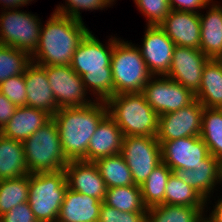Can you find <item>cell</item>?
Masks as SVG:
<instances>
[{
  "label": "cell",
  "instance_id": "cell-1",
  "mask_svg": "<svg viewBox=\"0 0 222 222\" xmlns=\"http://www.w3.org/2000/svg\"><path fill=\"white\" fill-rule=\"evenodd\" d=\"M118 39L111 35L104 45L89 31L73 54L70 66L81 77L87 92L96 101H107L114 95L111 56Z\"/></svg>",
  "mask_w": 222,
  "mask_h": 222
},
{
  "label": "cell",
  "instance_id": "cell-2",
  "mask_svg": "<svg viewBox=\"0 0 222 222\" xmlns=\"http://www.w3.org/2000/svg\"><path fill=\"white\" fill-rule=\"evenodd\" d=\"M45 25L31 61L40 66L71 65L79 43L90 31L83 21L52 12Z\"/></svg>",
  "mask_w": 222,
  "mask_h": 222
},
{
  "label": "cell",
  "instance_id": "cell-3",
  "mask_svg": "<svg viewBox=\"0 0 222 222\" xmlns=\"http://www.w3.org/2000/svg\"><path fill=\"white\" fill-rule=\"evenodd\" d=\"M107 115L106 101H94L85 106L60 108L52 116L59 130L63 153L69 161H87L90 138Z\"/></svg>",
  "mask_w": 222,
  "mask_h": 222
},
{
  "label": "cell",
  "instance_id": "cell-4",
  "mask_svg": "<svg viewBox=\"0 0 222 222\" xmlns=\"http://www.w3.org/2000/svg\"><path fill=\"white\" fill-rule=\"evenodd\" d=\"M106 104L108 115L117 123L123 136L156 137L159 115L142 92L116 94Z\"/></svg>",
  "mask_w": 222,
  "mask_h": 222
},
{
  "label": "cell",
  "instance_id": "cell-5",
  "mask_svg": "<svg viewBox=\"0 0 222 222\" xmlns=\"http://www.w3.org/2000/svg\"><path fill=\"white\" fill-rule=\"evenodd\" d=\"M111 71L114 95L140 93L153 76L137 45L121 38L113 46Z\"/></svg>",
  "mask_w": 222,
  "mask_h": 222
},
{
  "label": "cell",
  "instance_id": "cell-6",
  "mask_svg": "<svg viewBox=\"0 0 222 222\" xmlns=\"http://www.w3.org/2000/svg\"><path fill=\"white\" fill-rule=\"evenodd\" d=\"M24 153L29 174L56 172L65 169V157L56 122L51 118L24 142Z\"/></svg>",
  "mask_w": 222,
  "mask_h": 222
},
{
  "label": "cell",
  "instance_id": "cell-7",
  "mask_svg": "<svg viewBox=\"0 0 222 222\" xmlns=\"http://www.w3.org/2000/svg\"><path fill=\"white\" fill-rule=\"evenodd\" d=\"M67 188L65 170L30 174L28 203L38 222H57Z\"/></svg>",
  "mask_w": 222,
  "mask_h": 222
},
{
  "label": "cell",
  "instance_id": "cell-8",
  "mask_svg": "<svg viewBox=\"0 0 222 222\" xmlns=\"http://www.w3.org/2000/svg\"><path fill=\"white\" fill-rule=\"evenodd\" d=\"M41 26V19L31 12L2 10L0 44L22 50L31 56L37 48Z\"/></svg>",
  "mask_w": 222,
  "mask_h": 222
},
{
  "label": "cell",
  "instance_id": "cell-9",
  "mask_svg": "<svg viewBox=\"0 0 222 222\" xmlns=\"http://www.w3.org/2000/svg\"><path fill=\"white\" fill-rule=\"evenodd\" d=\"M120 154L131 171L134 184L139 186L162 163L161 146L156 137L123 136Z\"/></svg>",
  "mask_w": 222,
  "mask_h": 222
},
{
  "label": "cell",
  "instance_id": "cell-10",
  "mask_svg": "<svg viewBox=\"0 0 222 222\" xmlns=\"http://www.w3.org/2000/svg\"><path fill=\"white\" fill-rule=\"evenodd\" d=\"M142 93L159 116L175 112L195 100V94L165 75L152 76Z\"/></svg>",
  "mask_w": 222,
  "mask_h": 222
},
{
  "label": "cell",
  "instance_id": "cell-11",
  "mask_svg": "<svg viewBox=\"0 0 222 222\" xmlns=\"http://www.w3.org/2000/svg\"><path fill=\"white\" fill-rule=\"evenodd\" d=\"M52 89L58 108L85 106L96 100L90 99L81 77L67 66H42ZM89 98V99H88Z\"/></svg>",
  "mask_w": 222,
  "mask_h": 222
},
{
  "label": "cell",
  "instance_id": "cell-12",
  "mask_svg": "<svg viewBox=\"0 0 222 222\" xmlns=\"http://www.w3.org/2000/svg\"><path fill=\"white\" fill-rule=\"evenodd\" d=\"M204 106L195 99L188 106L159 116L156 139L165 142L189 136H200Z\"/></svg>",
  "mask_w": 222,
  "mask_h": 222
},
{
  "label": "cell",
  "instance_id": "cell-13",
  "mask_svg": "<svg viewBox=\"0 0 222 222\" xmlns=\"http://www.w3.org/2000/svg\"><path fill=\"white\" fill-rule=\"evenodd\" d=\"M159 143L162 162L172 172L180 169H196L210 154L207 145L200 136H189Z\"/></svg>",
  "mask_w": 222,
  "mask_h": 222
},
{
  "label": "cell",
  "instance_id": "cell-14",
  "mask_svg": "<svg viewBox=\"0 0 222 222\" xmlns=\"http://www.w3.org/2000/svg\"><path fill=\"white\" fill-rule=\"evenodd\" d=\"M208 60L200 49L175 46L171 66L165 76L196 94L200 89L202 71Z\"/></svg>",
  "mask_w": 222,
  "mask_h": 222
},
{
  "label": "cell",
  "instance_id": "cell-15",
  "mask_svg": "<svg viewBox=\"0 0 222 222\" xmlns=\"http://www.w3.org/2000/svg\"><path fill=\"white\" fill-rule=\"evenodd\" d=\"M142 45H137L149 72L164 76L169 72L175 43L159 26H146Z\"/></svg>",
  "mask_w": 222,
  "mask_h": 222
},
{
  "label": "cell",
  "instance_id": "cell-16",
  "mask_svg": "<svg viewBox=\"0 0 222 222\" xmlns=\"http://www.w3.org/2000/svg\"><path fill=\"white\" fill-rule=\"evenodd\" d=\"M159 27L176 46L200 49L201 23L199 13L171 10Z\"/></svg>",
  "mask_w": 222,
  "mask_h": 222
},
{
  "label": "cell",
  "instance_id": "cell-17",
  "mask_svg": "<svg viewBox=\"0 0 222 222\" xmlns=\"http://www.w3.org/2000/svg\"><path fill=\"white\" fill-rule=\"evenodd\" d=\"M64 170L68 188L103 202L107 186L94 162L71 160Z\"/></svg>",
  "mask_w": 222,
  "mask_h": 222
},
{
  "label": "cell",
  "instance_id": "cell-18",
  "mask_svg": "<svg viewBox=\"0 0 222 222\" xmlns=\"http://www.w3.org/2000/svg\"><path fill=\"white\" fill-rule=\"evenodd\" d=\"M174 173L206 199L207 212L215 188L222 184L221 160L209 154L196 169H180Z\"/></svg>",
  "mask_w": 222,
  "mask_h": 222
},
{
  "label": "cell",
  "instance_id": "cell-19",
  "mask_svg": "<svg viewBox=\"0 0 222 222\" xmlns=\"http://www.w3.org/2000/svg\"><path fill=\"white\" fill-rule=\"evenodd\" d=\"M27 106L43 110L51 117L59 110L45 69L31 62L24 73Z\"/></svg>",
  "mask_w": 222,
  "mask_h": 222
},
{
  "label": "cell",
  "instance_id": "cell-20",
  "mask_svg": "<svg viewBox=\"0 0 222 222\" xmlns=\"http://www.w3.org/2000/svg\"><path fill=\"white\" fill-rule=\"evenodd\" d=\"M123 134L117 123L107 115L98 125L87 147V162L121 153Z\"/></svg>",
  "mask_w": 222,
  "mask_h": 222
},
{
  "label": "cell",
  "instance_id": "cell-21",
  "mask_svg": "<svg viewBox=\"0 0 222 222\" xmlns=\"http://www.w3.org/2000/svg\"><path fill=\"white\" fill-rule=\"evenodd\" d=\"M217 3L210 1L207 8H204L209 10L205 14L199 13L200 50L209 59H218L222 55V6Z\"/></svg>",
  "mask_w": 222,
  "mask_h": 222
},
{
  "label": "cell",
  "instance_id": "cell-22",
  "mask_svg": "<svg viewBox=\"0 0 222 222\" xmlns=\"http://www.w3.org/2000/svg\"><path fill=\"white\" fill-rule=\"evenodd\" d=\"M102 203L67 188L57 222H98Z\"/></svg>",
  "mask_w": 222,
  "mask_h": 222
},
{
  "label": "cell",
  "instance_id": "cell-23",
  "mask_svg": "<svg viewBox=\"0 0 222 222\" xmlns=\"http://www.w3.org/2000/svg\"><path fill=\"white\" fill-rule=\"evenodd\" d=\"M52 117L45 111L30 106L17 107L14 115L0 133L16 141L24 142Z\"/></svg>",
  "mask_w": 222,
  "mask_h": 222
},
{
  "label": "cell",
  "instance_id": "cell-24",
  "mask_svg": "<svg viewBox=\"0 0 222 222\" xmlns=\"http://www.w3.org/2000/svg\"><path fill=\"white\" fill-rule=\"evenodd\" d=\"M195 99L204 108H222V65L217 59H209L205 64Z\"/></svg>",
  "mask_w": 222,
  "mask_h": 222
},
{
  "label": "cell",
  "instance_id": "cell-25",
  "mask_svg": "<svg viewBox=\"0 0 222 222\" xmlns=\"http://www.w3.org/2000/svg\"><path fill=\"white\" fill-rule=\"evenodd\" d=\"M28 174L23 142L5 137L0 133V180Z\"/></svg>",
  "mask_w": 222,
  "mask_h": 222
},
{
  "label": "cell",
  "instance_id": "cell-26",
  "mask_svg": "<svg viewBox=\"0 0 222 222\" xmlns=\"http://www.w3.org/2000/svg\"><path fill=\"white\" fill-rule=\"evenodd\" d=\"M205 207L162 204L147 209L146 222H203Z\"/></svg>",
  "mask_w": 222,
  "mask_h": 222
},
{
  "label": "cell",
  "instance_id": "cell-27",
  "mask_svg": "<svg viewBox=\"0 0 222 222\" xmlns=\"http://www.w3.org/2000/svg\"><path fill=\"white\" fill-rule=\"evenodd\" d=\"M94 163L107 188L135 185L131 171L121 154L102 157Z\"/></svg>",
  "mask_w": 222,
  "mask_h": 222
},
{
  "label": "cell",
  "instance_id": "cell-28",
  "mask_svg": "<svg viewBox=\"0 0 222 222\" xmlns=\"http://www.w3.org/2000/svg\"><path fill=\"white\" fill-rule=\"evenodd\" d=\"M200 137L209 153L222 161V108H204Z\"/></svg>",
  "mask_w": 222,
  "mask_h": 222
},
{
  "label": "cell",
  "instance_id": "cell-29",
  "mask_svg": "<svg viewBox=\"0 0 222 222\" xmlns=\"http://www.w3.org/2000/svg\"><path fill=\"white\" fill-rule=\"evenodd\" d=\"M172 173V170L162 162L140 186L142 200L147 209L165 204V189Z\"/></svg>",
  "mask_w": 222,
  "mask_h": 222
},
{
  "label": "cell",
  "instance_id": "cell-30",
  "mask_svg": "<svg viewBox=\"0 0 222 222\" xmlns=\"http://www.w3.org/2000/svg\"><path fill=\"white\" fill-rule=\"evenodd\" d=\"M103 203L123 212H147L139 185L107 188Z\"/></svg>",
  "mask_w": 222,
  "mask_h": 222
},
{
  "label": "cell",
  "instance_id": "cell-31",
  "mask_svg": "<svg viewBox=\"0 0 222 222\" xmlns=\"http://www.w3.org/2000/svg\"><path fill=\"white\" fill-rule=\"evenodd\" d=\"M165 204L206 207V199L192 186L187 185L173 172L168 179L165 189Z\"/></svg>",
  "mask_w": 222,
  "mask_h": 222
},
{
  "label": "cell",
  "instance_id": "cell-32",
  "mask_svg": "<svg viewBox=\"0 0 222 222\" xmlns=\"http://www.w3.org/2000/svg\"><path fill=\"white\" fill-rule=\"evenodd\" d=\"M30 174L0 180V216L14 206L28 202Z\"/></svg>",
  "mask_w": 222,
  "mask_h": 222
},
{
  "label": "cell",
  "instance_id": "cell-33",
  "mask_svg": "<svg viewBox=\"0 0 222 222\" xmlns=\"http://www.w3.org/2000/svg\"><path fill=\"white\" fill-rule=\"evenodd\" d=\"M31 62L28 53L0 44V83L10 77L24 74Z\"/></svg>",
  "mask_w": 222,
  "mask_h": 222
},
{
  "label": "cell",
  "instance_id": "cell-34",
  "mask_svg": "<svg viewBox=\"0 0 222 222\" xmlns=\"http://www.w3.org/2000/svg\"><path fill=\"white\" fill-rule=\"evenodd\" d=\"M65 4H59V6H56V9L53 11L55 13L69 16L76 20H82V15L80 12L81 10H88V11H94V10H103L106 9V7L113 6V2L111 0H65Z\"/></svg>",
  "mask_w": 222,
  "mask_h": 222
},
{
  "label": "cell",
  "instance_id": "cell-35",
  "mask_svg": "<svg viewBox=\"0 0 222 222\" xmlns=\"http://www.w3.org/2000/svg\"><path fill=\"white\" fill-rule=\"evenodd\" d=\"M139 12L146 17L147 26H159L171 8L168 0H133Z\"/></svg>",
  "mask_w": 222,
  "mask_h": 222
},
{
  "label": "cell",
  "instance_id": "cell-36",
  "mask_svg": "<svg viewBox=\"0 0 222 222\" xmlns=\"http://www.w3.org/2000/svg\"><path fill=\"white\" fill-rule=\"evenodd\" d=\"M0 92L16 107L27 106L26 85L24 74L10 77L0 83Z\"/></svg>",
  "mask_w": 222,
  "mask_h": 222
},
{
  "label": "cell",
  "instance_id": "cell-37",
  "mask_svg": "<svg viewBox=\"0 0 222 222\" xmlns=\"http://www.w3.org/2000/svg\"><path fill=\"white\" fill-rule=\"evenodd\" d=\"M147 212H123L102 203L98 222H146Z\"/></svg>",
  "mask_w": 222,
  "mask_h": 222
},
{
  "label": "cell",
  "instance_id": "cell-38",
  "mask_svg": "<svg viewBox=\"0 0 222 222\" xmlns=\"http://www.w3.org/2000/svg\"><path fill=\"white\" fill-rule=\"evenodd\" d=\"M0 222H38L30 209L29 203L24 202L14 206L9 212L0 216Z\"/></svg>",
  "mask_w": 222,
  "mask_h": 222
},
{
  "label": "cell",
  "instance_id": "cell-39",
  "mask_svg": "<svg viewBox=\"0 0 222 222\" xmlns=\"http://www.w3.org/2000/svg\"><path fill=\"white\" fill-rule=\"evenodd\" d=\"M171 10L200 13L212 0H168Z\"/></svg>",
  "mask_w": 222,
  "mask_h": 222
},
{
  "label": "cell",
  "instance_id": "cell-40",
  "mask_svg": "<svg viewBox=\"0 0 222 222\" xmlns=\"http://www.w3.org/2000/svg\"><path fill=\"white\" fill-rule=\"evenodd\" d=\"M17 107L0 92V130L7 124L14 115Z\"/></svg>",
  "mask_w": 222,
  "mask_h": 222
},
{
  "label": "cell",
  "instance_id": "cell-41",
  "mask_svg": "<svg viewBox=\"0 0 222 222\" xmlns=\"http://www.w3.org/2000/svg\"><path fill=\"white\" fill-rule=\"evenodd\" d=\"M213 204V209L209 216L205 215V220L207 222H222V197Z\"/></svg>",
  "mask_w": 222,
  "mask_h": 222
},
{
  "label": "cell",
  "instance_id": "cell-42",
  "mask_svg": "<svg viewBox=\"0 0 222 222\" xmlns=\"http://www.w3.org/2000/svg\"><path fill=\"white\" fill-rule=\"evenodd\" d=\"M34 0H0V4L3 5V7L1 9L4 10H11V9H19L20 7H24L27 6V4L29 5V3L31 4V2Z\"/></svg>",
  "mask_w": 222,
  "mask_h": 222
},
{
  "label": "cell",
  "instance_id": "cell-43",
  "mask_svg": "<svg viewBox=\"0 0 222 222\" xmlns=\"http://www.w3.org/2000/svg\"><path fill=\"white\" fill-rule=\"evenodd\" d=\"M222 65V55L217 59Z\"/></svg>",
  "mask_w": 222,
  "mask_h": 222
}]
</instances>
